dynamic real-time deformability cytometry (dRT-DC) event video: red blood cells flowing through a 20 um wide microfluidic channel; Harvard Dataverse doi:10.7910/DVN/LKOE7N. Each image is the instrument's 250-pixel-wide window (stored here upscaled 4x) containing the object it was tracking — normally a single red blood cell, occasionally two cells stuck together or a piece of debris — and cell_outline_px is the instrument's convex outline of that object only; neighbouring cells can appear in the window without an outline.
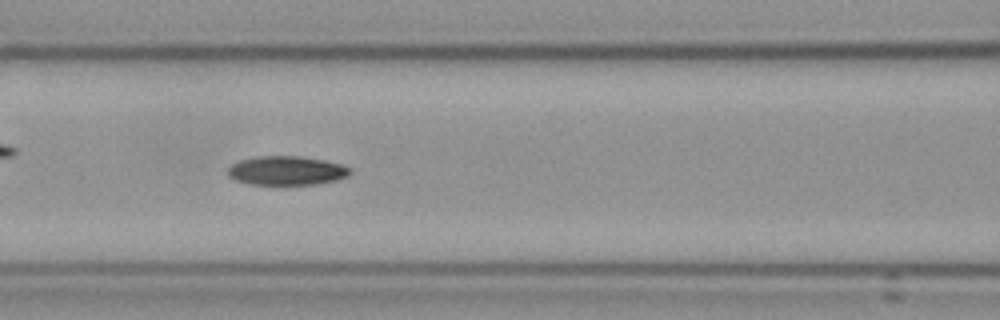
{"species": "Egyptian fruit bat (a non-hibernating species)", "species_latin": "Rousettus aegyptiacus", "temperature_condition": "cold", "stored_images_in_passage": 56, "camera_frame_rate_fps": 3000, "um_per_image_px": 0.085, "frame": {"image": 1, "passage_image": 25, "time_ms": 8.0, "image_size_px": [1000, 320], "cell_outline_px": [[352, 172], [348, 176], [336, 180], [316, 184], [248, 184], [236, 180], [228, 176], [228, 168], [232, 164], [240, 160], [256, 156], [300, 156], [324, 160], [344, 164], [352, 168]], "centroid_in_image_um": [24.4, 14.49], "position_along_channel_um": 142.2, "area_um2": 20.81}}
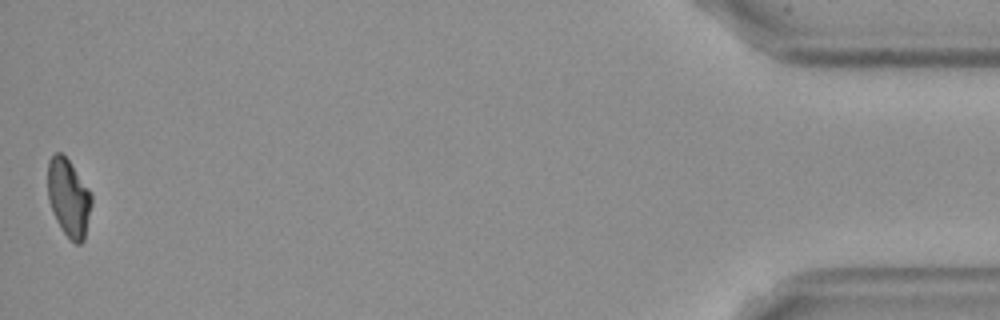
{"frame": {"image": 2, "passage_image": 56, "time_ms": 18.333, "image_size_px": [1000, 320], "cell_outline_px": [[92, 204], [84, 240], [80, 244], [76, 244], [64, 232], [56, 220], [52, 212], [48, 200], [48, 160], [56, 152], [60, 152], [68, 160], [92, 192]], "centroid_in_image_um": [5.84, 16.81], "position_along_channel_um": 429.4, "area_um2": 19.83}, "authors_computed_cell_mechanics": {"area_um2": 20.4612, "velocity_mm_per_s": 3.6019, "shape_relaxation_time_tau1_ms": 5.8032, "shape_relaxation_time_tau2_ms": 7.4978, "deformation_change_tau1": 0.1452, "deformation_change_tau2": 0.1246}}